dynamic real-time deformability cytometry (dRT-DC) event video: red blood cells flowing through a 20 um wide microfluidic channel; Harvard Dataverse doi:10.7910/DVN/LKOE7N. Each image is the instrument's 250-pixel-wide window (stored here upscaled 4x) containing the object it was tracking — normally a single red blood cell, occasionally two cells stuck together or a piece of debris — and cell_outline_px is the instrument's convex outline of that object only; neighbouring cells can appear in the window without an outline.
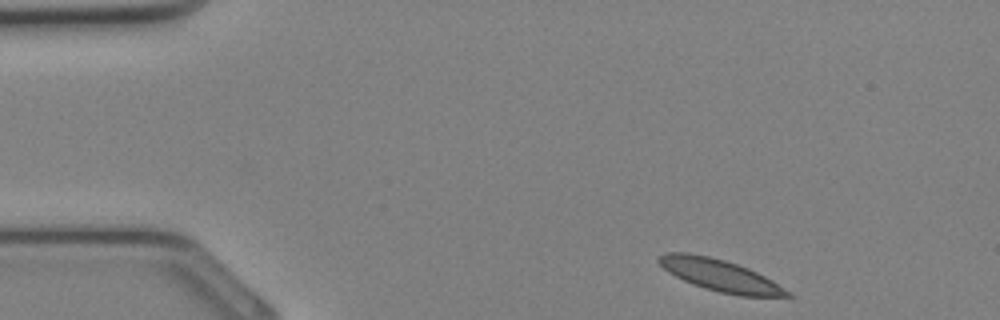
{"species": "Egyptian fruit bat (a non-hibernating species)", "species_latin": "Rousettus aegyptiacus", "temperature_condition": "cold", "stored_images_in_passage": 31, "camera_frame_rate_fps": 3000, "um_per_image_px": 0.085, "animal": {"sex": "female"}, "frame": {"image": 1, "passage_image": 1, "time_ms": 0.0, "image_size_px": [1000, 320], "cell_outline_px": [[792, 296], [740, 296], [720, 292], [704, 288], [692, 284], [668, 272], [656, 260], [664, 252], [688, 252], [708, 256], [724, 260], [748, 268], [772, 280], [792, 292]], "centroid_in_image_um": [61.2, 23.4], "position_along_channel_um": 23.8, "area_um2": 23.64}}
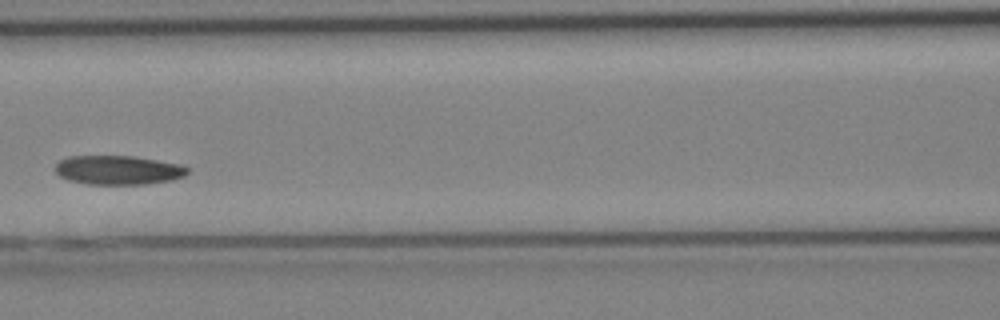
{"frame": {"image": 2, "passage_image": 12, "time_ms": 3.667, "image_size_px": [1000, 320], "cell_outline_px": [[188, 172], [184, 176], [172, 180], [144, 184], [88, 184], [68, 180], [60, 176], [56, 172], [56, 164], [60, 160], [68, 156], [132, 156], [180, 164], [188, 168]], "centroid_in_image_um": [10.03, 14.45], "position_along_channel_um": 156.6, "area_um2": 22.31}}
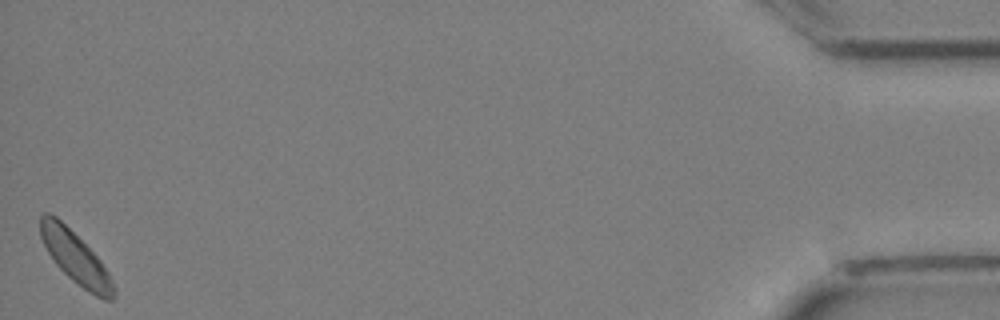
{"frame": {"image": 3, "passage_image": 31, "time_ms": 10.0, "image_size_px": [1000, 320], "cell_outline_px": [[116, 292], [112, 300], [104, 300], [96, 296], [72, 280], [56, 264], [48, 252], [40, 236], [40, 216], [44, 212], [48, 212], [56, 216], [100, 260], [108, 272], [116, 288]], "centroid_in_image_um": [6.42, 21.92], "position_along_channel_um": 428.8, "area_um2": 21.62}}